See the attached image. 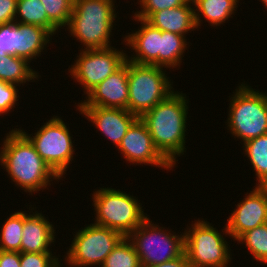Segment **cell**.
<instances>
[{
  "label": "cell",
  "instance_id": "13",
  "mask_svg": "<svg viewBox=\"0 0 267 267\" xmlns=\"http://www.w3.org/2000/svg\"><path fill=\"white\" fill-rule=\"evenodd\" d=\"M228 216L229 237L237 241L245 232L267 223V186H256L246 193Z\"/></svg>",
  "mask_w": 267,
  "mask_h": 267
},
{
  "label": "cell",
  "instance_id": "10",
  "mask_svg": "<svg viewBox=\"0 0 267 267\" xmlns=\"http://www.w3.org/2000/svg\"><path fill=\"white\" fill-rule=\"evenodd\" d=\"M77 231L64 260L71 267L102 266L109 253L124 238L121 233L95 223Z\"/></svg>",
  "mask_w": 267,
  "mask_h": 267
},
{
  "label": "cell",
  "instance_id": "33",
  "mask_svg": "<svg viewBox=\"0 0 267 267\" xmlns=\"http://www.w3.org/2000/svg\"><path fill=\"white\" fill-rule=\"evenodd\" d=\"M18 0H0V25L14 22Z\"/></svg>",
  "mask_w": 267,
  "mask_h": 267
},
{
  "label": "cell",
  "instance_id": "34",
  "mask_svg": "<svg viewBox=\"0 0 267 267\" xmlns=\"http://www.w3.org/2000/svg\"><path fill=\"white\" fill-rule=\"evenodd\" d=\"M0 267H20V252L0 250Z\"/></svg>",
  "mask_w": 267,
  "mask_h": 267
},
{
  "label": "cell",
  "instance_id": "3",
  "mask_svg": "<svg viewBox=\"0 0 267 267\" xmlns=\"http://www.w3.org/2000/svg\"><path fill=\"white\" fill-rule=\"evenodd\" d=\"M114 0H73L72 14L66 28L84 50L111 46V35L118 16ZM86 46V47H85Z\"/></svg>",
  "mask_w": 267,
  "mask_h": 267
},
{
  "label": "cell",
  "instance_id": "24",
  "mask_svg": "<svg viewBox=\"0 0 267 267\" xmlns=\"http://www.w3.org/2000/svg\"><path fill=\"white\" fill-rule=\"evenodd\" d=\"M242 147L256 173V186H267V134L246 141Z\"/></svg>",
  "mask_w": 267,
  "mask_h": 267
},
{
  "label": "cell",
  "instance_id": "6",
  "mask_svg": "<svg viewBox=\"0 0 267 267\" xmlns=\"http://www.w3.org/2000/svg\"><path fill=\"white\" fill-rule=\"evenodd\" d=\"M223 233L204 219L195 220L184 231V252L190 267H228L232 260L226 225ZM223 234V235H221ZM225 234V237H224ZM230 249V250H229Z\"/></svg>",
  "mask_w": 267,
  "mask_h": 267
},
{
  "label": "cell",
  "instance_id": "19",
  "mask_svg": "<svg viewBox=\"0 0 267 267\" xmlns=\"http://www.w3.org/2000/svg\"><path fill=\"white\" fill-rule=\"evenodd\" d=\"M51 40L52 35L45 28L16 22L14 55L31 62L47 50Z\"/></svg>",
  "mask_w": 267,
  "mask_h": 267
},
{
  "label": "cell",
  "instance_id": "26",
  "mask_svg": "<svg viewBox=\"0 0 267 267\" xmlns=\"http://www.w3.org/2000/svg\"><path fill=\"white\" fill-rule=\"evenodd\" d=\"M252 254V258L267 265V223L245 232L238 240Z\"/></svg>",
  "mask_w": 267,
  "mask_h": 267
},
{
  "label": "cell",
  "instance_id": "14",
  "mask_svg": "<svg viewBox=\"0 0 267 267\" xmlns=\"http://www.w3.org/2000/svg\"><path fill=\"white\" fill-rule=\"evenodd\" d=\"M77 107L122 108L128 110V60L99 83Z\"/></svg>",
  "mask_w": 267,
  "mask_h": 267
},
{
  "label": "cell",
  "instance_id": "4",
  "mask_svg": "<svg viewBox=\"0 0 267 267\" xmlns=\"http://www.w3.org/2000/svg\"><path fill=\"white\" fill-rule=\"evenodd\" d=\"M93 206L95 210L94 223L111 228L124 237H128L148 217L144 213L141 202L132 195L120 189L100 188L93 191Z\"/></svg>",
  "mask_w": 267,
  "mask_h": 267
},
{
  "label": "cell",
  "instance_id": "7",
  "mask_svg": "<svg viewBox=\"0 0 267 267\" xmlns=\"http://www.w3.org/2000/svg\"><path fill=\"white\" fill-rule=\"evenodd\" d=\"M163 67L128 61V111L140 118L175 91Z\"/></svg>",
  "mask_w": 267,
  "mask_h": 267
},
{
  "label": "cell",
  "instance_id": "15",
  "mask_svg": "<svg viewBox=\"0 0 267 267\" xmlns=\"http://www.w3.org/2000/svg\"><path fill=\"white\" fill-rule=\"evenodd\" d=\"M77 110L88 121H91L115 147L119 146L129 127L138 118L122 108L77 107Z\"/></svg>",
  "mask_w": 267,
  "mask_h": 267
},
{
  "label": "cell",
  "instance_id": "35",
  "mask_svg": "<svg viewBox=\"0 0 267 267\" xmlns=\"http://www.w3.org/2000/svg\"><path fill=\"white\" fill-rule=\"evenodd\" d=\"M140 267H190L186 253L184 252L180 257L164 262L162 264L140 266Z\"/></svg>",
  "mask_w": 267,
  "mask_h": 267
},
{
  "label": "cell",
  "instance_id": "36",
  "mask_svg": "<svg viewBox=\"0 0 267 267\" xmlns=\"http://www.w3.org/2000/svg\"><path fill=\"white\" fill-rule=\"evenodd\" d=\"M259 1L262 2V4H264L263 6H265V9H266L267 8V0H259Z\"/></svg>",
  "mask_w": 267,
  "mask_h": 267
},
{
  "label": "cell",
  "instance_id": "23",
  "mask_svg": "<svg viewBox=\"0 0 267 267\" xmlns=\"http://www.w3.org/2000/svg\"><path fill=\"white\" fill-rule=\"evenodd\" d=\"M15 22L45 28L52 36L61 32L49 19L41 0H18Z\"/></svg>",
  "mask_w": 267,
  "mask_h": 267
},
{
  "label": "cell",
  "instance_id": "25",
  "mask_svg": "<svg viewBox=\"0 0 267 267\" xmlns=\"http://www.w3.org/2000/svg\"><path fill=\"white\" fill-rule=\"evenodd\" d=\"M23 229V211L11 213L0 233V250L20 252Z\"/></svg>",
  "mask_w": 267,
  "mask_h": 267
},
{
  "label": "cell",
  "instance_id": "9",
  "mask_svg": "<svg viewBox=\"0 0 267 267\" xmlns=\"http://www.w3.org/2000/svg\"><path fill=\"white\" fill-rule=\"evenodd\" d=\"M34 145L37 153L62 179L74 156V141L69 127L60 116L54 115L45 122L34 136L19 129Z\"/></svg>",
  "mask_w": 267,
  "mask_h": 267
},
{
  "label": "cell",
  "instance_id": "2",
  "mask_svg": "<svg viewBox=\"0 0 267 267\" xmlns=\"http://www.w3.org/2000/svg\"><path fill=\"white\" fill-rule=\"evenodd\" d=\"M188 100L186 93L176 90L140 117L155 147L173 167L177 157L186 153Z\"/></svg>",
  "mask_w": 267,
  "mask_h": 267
},
{
  "label": "cell",
  "instance_id": "12",
  "mask_svg": "<svg viewBox=\"0 0 267 267\" xmlns=\"http://www.w3.org/2000/svg\"><path fill=\"white\" fill-rule=\"evenodd\" d=\"M118 151L129 163L151 165L164 170H173V166L161 155L141 118H137L122 138Z\"/></svg>",
  "mask_w": 267,
  "mask_h": 267
},
{
  "label": "cell",
  "instance_id": "18",
  "mask_svg": "<svg viewBox=\"0 0 267 267\" xmlns=\"http://www.w3.org/2000/svg\"><path fill=\"white\" fill-rule=\"evenodd\" d=\"M193 5V1L189 0L185 5L154 12L146 21L161 31L186 37V34L198 29Z\"/></svg>",
  "mask_w": 267,
  "mask_h": 267
},
{
  "label": "cell",
  "instance_id": "1",
  "mask_svg": "<svg viewBox=\"0 0 267 267\" xmlns=\"http://www.w3.org/2000/svg\"><path fill=\"white\" fill-rule=\"evenodd\" d=\"M0 148V165L3 166L15 186L29 195L51 186V181L61 178L37 153L34 145L19 130H10Z\"/></svg>",
  "mask_w": 267,
  "mask_h": 267
},
{
  "label": "cell",
  "instance_id": "27",
  "mask_svg": "<svg viewBox=\"0 0 267 267\" xmlns=\"http://www.w3.org/2000/svg\"><path fill=\"white\" fill-rule=\"evenodd\" d=\"M133 243L124 237L109 253L101 267H140Z\"/></svg>",
  "mask_w": 267,
  "mask_h": 267
},
{
  "label": "cell",
  "instance_id": "5",
  "mask_svg": "<svg viewBox=\"0 0 267 267\" xmlns=\"http://www.w3.org/2000/svg\"><path fill=\"white\" fill-rule=\"evenodd\" d=\"M230 97L227 129L241 142L267 134V93L242 82Z\"/></svg>",
  "mask_w": 267,
  "mask_h": 267
},
{
  "label": "cell",
  "instance_id": "11",
  "mask_svg": "<svg viewBox=\"0 0 267 267\" xmlns=\"http://www.w3.org/2000/svg\"><path fill=\"white\" fill-rule=\"evenodd\" d=\"M81 49L75 63L71 68L69 66L68 73L74 81L82 85L86 95L127 60L125 50H117L113 46L104 49Z\"/></svg>",
  "mask_w": 267,
  "mask_h": 267
},
{
  "label": "cell",
  "instance_id": "22",
  "mask_svg": "<svg viewBox=\"0 0 267 267\" xmlns=\"http://www.w3.org/2000/svg\"><path fill=\"white\" fill-rule=\"evenodd\" d=\"M187 45L185 36L160 30L159 67L180 68Z\"/></svg>",
  "mask_w": 267,
  "mask_h": 267
},
{
  "label": "cell",
  "instance_id": "16",
  "mask_svg": "<svg viewBox=\"0 0 267 267\" xmlns=\"http://www.w3.org/2000/svg\"><path fill=\"white\" fill-rule=\"evenodd\" d=\"M141 23L140 29L127 33L123 37L125 46L135 52L134 55H127V60L139 65L159 66L160 51V29L153 27L146 20L133 18Z\"/></svg>",
  "mask_w": 267,
  "mask_h": 267
},
{
  "label": "cell",
  "instance_id": "8",
  "mask_svg": "<svg viewBox=\"0 0 267 267\" xmlns=\"http://www.w3.org/2000/svg\"><path fill=\"white\" fill-rule=\"evenodd\" d=\"M150 220L148 217L128 236L137 252L140 265L162 264L180 257L184 253V233L178 235Z\"/></svg>",
  "mask_w": 267,
  "mask_h": 267
},
{
  "label": "cell",
  "instance_id": "17",
  "mask_svg": "<svg viewBox=\"0 0 267 267\" xmlns=\"http://www.w3.org/2000/svg\"><path fill=\"white\" fill-rule=\"evenodd\" d=\"M23 211V229L20 252H52L56 230L41 212ZM33 213V214H30Z\"/></svg>",
  "mask_w": 267,
  "mask_h": 267
},
{
  "label": "cell",
  "instance_id": "28",
  "mask_svg": "<svg viewBox=\"0 0 267 267\" xmlns=\"http://www.w3.org/2000/svg\"><path fill=\"white\" fill-rule=\"evenodd\" d=\"M41 2L47 12L48 19L59 30L68 26L72 14L73 0H41Z\"/></svg>",
  "mask_w": 267,
  "mask_h": 267
},
{
  "label": "cell",
  "instance_id": "30",
  "mask_svg": "<svg viewBox=\"0 0 267 267\" xmlns=\"http://www.w3.org/2000/svg\"><path fill=\"white\" fill-rule=\"evenodd\" d=\"M59 257L52 252H20V267H61Z\"/></svg>",
  "mask_w": 267,
  "mask_h": 267
},
{
  "label": "cell",
  "instance_id": "21",
  "mask_svg": "<svg viewBox=\"0 0 267 267\" xmlns=\"http://www.w3.org/2000/svg\"><path fill=\"white\" fill-rule=\"evenodd\" d=\"M30 67V62L24 58L0 53V81L16 84L18 87L26 82H34L41 76Z\"/></svg>",
  "mask_w": 267,
  "mask_h": 267
},
{
  "label": "cell",
  "instance_id": "32",
  "mask_svg": "<svg viewBox=\"0 0 267 267\" xmlns=\"http://www.w3.org/2000/svg\"><path fill=\"white\" fill-rule=\"evenodd\" d=\"M16 41V22L0 25V53L14 55Z\"/></svg>",
  "mask_w": 267,
  "mask_h": 267
},
{
  "label": "cell",
  "instance_id": "29",
  "mask_svg": "<svg viewBox=\"0 0 267 267\" xmlns=\"http://www.w3.org/2000/svg\"><path fill=\"white\" fill-rule=\"evenodd\" d=\"M189 0H138L141 11H136L135 18L147 20L154 12L185 5Z\"/></svg>",
  "mask_w": 267,
  "mask_h": 267
},
{
  "label": "cell",
  "instance_id": "20",
  "mask_svg": "<svg viewBox=\"0 0 267 267\" xmlns=\"http://www.w3.org/2000/svg\"><path fill=\"white\" fill-rule=\"evenodd\" d=\"M195 9V19L197 28L205 18V22L212 27L223 25L226 20L233 18L238 8L239 0H192ZM232 15V16H231Z\"/></svg>",
  "mask_w": 267,
  "mask_h": 267
},
{
  "label": "cell",
  "instance_id": "31",
  "mask_svg": "<svg viewBox=\"0 0 267 267\" xmlns=\"http://www.w3.org/2000/svg\"><path fill=\"white\" fill-rule=\"evenodd\" d=\"M18 85L0 81V117L12 112L19 100Z\"/></svg>",
  "mask_w": 267,
  "mask_h": 267
}]
</instances>
